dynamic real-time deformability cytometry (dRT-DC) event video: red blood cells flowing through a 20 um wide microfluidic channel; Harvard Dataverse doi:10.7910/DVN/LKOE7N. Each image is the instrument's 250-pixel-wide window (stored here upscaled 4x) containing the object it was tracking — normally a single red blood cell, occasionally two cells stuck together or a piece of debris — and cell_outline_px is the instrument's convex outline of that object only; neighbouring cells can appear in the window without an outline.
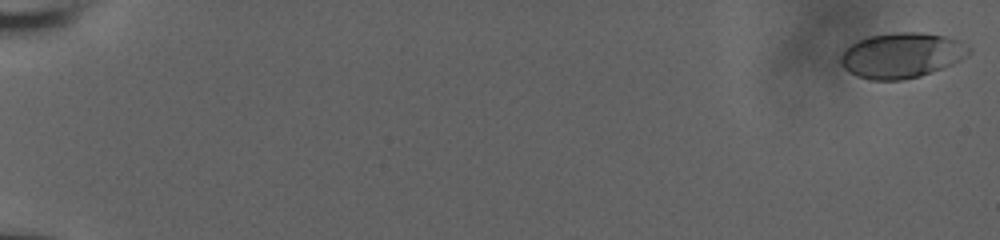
{"species": "human", "species_latin": "Homo sapiens", "temperature_condition": "room temperature", "stored_images_in_passage": 58, "camera_frame_rate_fps": 3000, "um_per_image_px": 0.085, "donor": {"sex": "male"}, "frame": {"image": 1, "passage_image": 1, "time_ms": 0.0, "image_size_px": [1000, 240], "cell_outline_px": [[972, 48], [968, 56], [952, 64], [932, 72], [920, 76], [900, 80], [868, 80], [856, 76], [848, 72], [840, 64], [840, 56], [856, 40], [868, 36], [900, 32], [920, 32], [944, 36], [960, 40]], "centroid_in_image_um": [76.65, 4.71], "position_along_channel_um": 8.4, "area_um2": 33.99}}
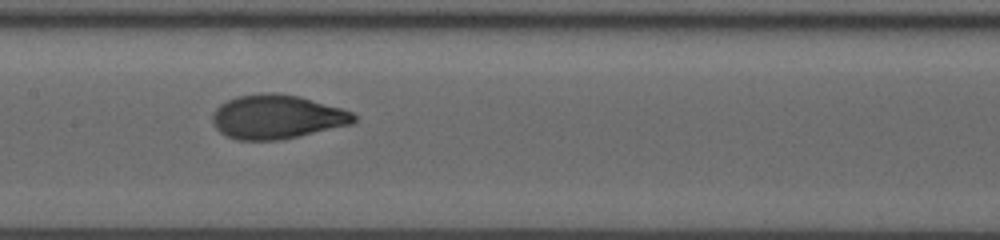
{"frame": {"image": 2, "passage_image": 32, "time_ms": 10.333, "image_size_px": [1000, 240], "cell_outline_px": [[356, 120], [352, 124], [280, 140], [236, 140], [220, 132], [212, 124], [212, 112], [220, 104], [236, 96], [260, 92], [276, 92], [300, 96], [340, 108], [352, 112], [356, 116]], "centroid_in_image_um": [23.5, 9.92], "position_along_channel_um": 183.9, "area_um2": 36.47}}
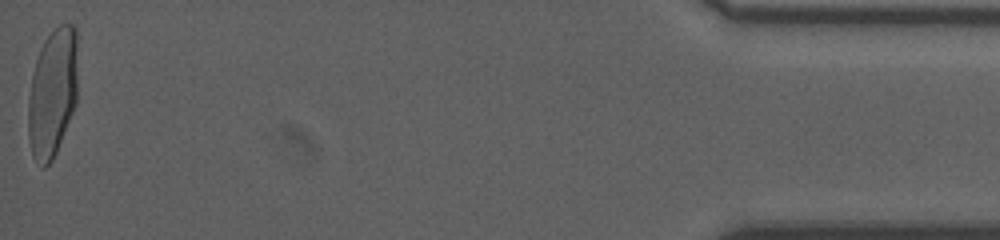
{"frame": {"image": 3, "passage_image": 58, "time_ms": 19.0, "image_size_px": [1000, 240], "cell_outline_px": [[76, 104], [56, 152], [52, 160], [44, 168], [40, 168], [32, 156], [28, 136], [28, 100], [32, 72], [40, 48], [44, 40], [60, 24], [72, 24], [76, 28]], "centroid_in_image_um": [4.44, 7.93], "position_along_channel_um": 430.8, "area_um2": 37.17}, "authors_computed_cell_mechanics": {"area_um2": 35.0557, "velocity_mm_per_s": 3.8273, "shape_relaxation_time_tau1_ms": 5.1065, "shape_relaxation_time_tau2_ms": null, "deformation_change_tau1": 0.2028, "deformation_change_tau2": null}}